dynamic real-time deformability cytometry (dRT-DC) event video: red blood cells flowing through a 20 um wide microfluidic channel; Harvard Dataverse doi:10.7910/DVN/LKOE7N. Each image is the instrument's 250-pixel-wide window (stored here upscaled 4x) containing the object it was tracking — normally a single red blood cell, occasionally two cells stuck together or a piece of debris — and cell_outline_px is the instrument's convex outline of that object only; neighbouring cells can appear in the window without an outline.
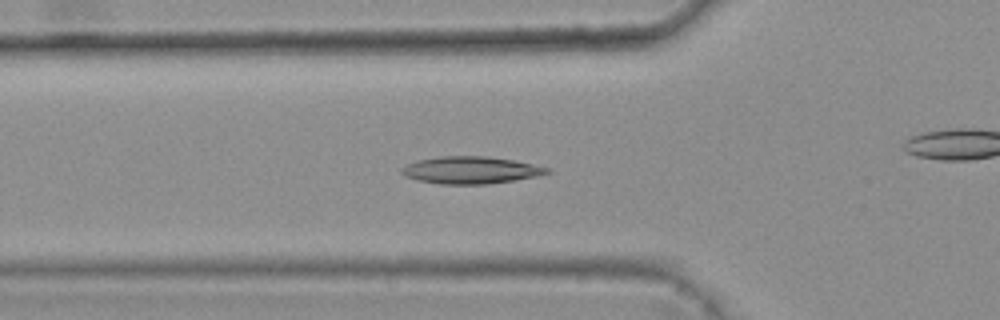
{"species": "common noctule bat (a hibernating species)", "species_latin": "Nyctalus noctula", "temperature_condition": "warm", "stored_images_in_passage": 34, "camera_frame_rate_fps": 3000, "um_per_image_px": 0.085, "animal": {"sex": "female", "body_mass_g": 25.1}, "frame": {"image": 1, "passage_image": 6, "time_ms": 1.667, "image_size_px": [1000, 320], "cell_outline_px": [[552, 172], [536, 176], [488, 184], [440, 184], [416, 180], [404, 176], [400, 172], [400, 168], [408, 164], [420, 160], [440, 156], [484, 156], [512, 160], [552, 168]], "centroid_in_image_um": [40.0, 14.46], "position_along_channel_um": 85.8, "area_um2": 22.95}}
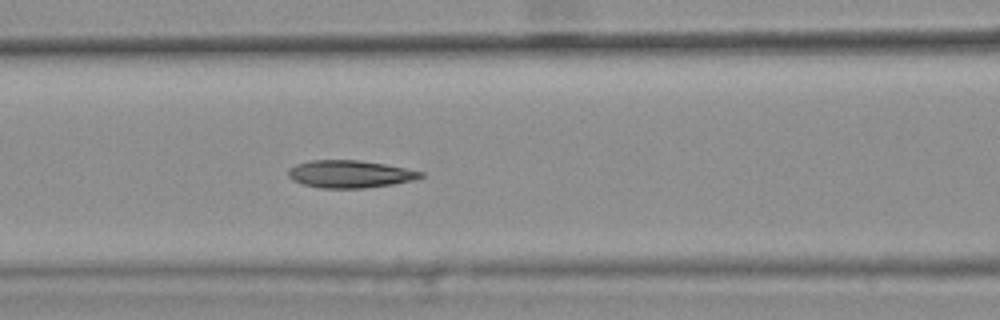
{"frame": {"image": 2, "passage_image": 10, "time_ms": 3.0, "image_size_px": [1000, 320], "cell_outline_px": [[424, 176], [412, 180], [392, 184], [364, 188], [320, 188], [304, 184], [292, 180], [288, 176], [288, 168], [296, 164], [312, 160], [360, 160], [384, 164], [424, 172]], "centroid_in_image_um": [29.71, 14.79], "position_along_channel_um": 136.9, "area_um2": 21.1}, "authors_computed_cell_mechanics": {"area_um2": 21.3571, "velocity_mm_per_s": 3.7965, "shape_relaxation_time_tau1_ms": null, "shape_relaxation_time_tau2_ms": 3.5108, "deformation_change_tau1": null, "deformation_change_tau2": 0.1012}}